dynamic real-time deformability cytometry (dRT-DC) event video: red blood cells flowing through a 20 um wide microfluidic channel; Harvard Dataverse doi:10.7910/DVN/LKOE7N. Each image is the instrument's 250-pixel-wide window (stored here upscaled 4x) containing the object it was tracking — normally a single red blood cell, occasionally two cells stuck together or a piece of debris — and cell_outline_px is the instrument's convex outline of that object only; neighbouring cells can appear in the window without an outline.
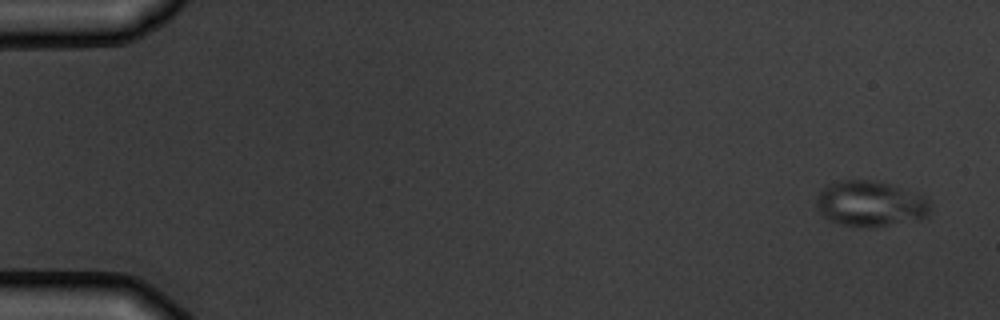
{"species": "common noctule bat (a hibernating species)", "species_latin": "Nyctalus noctula", "temperature_condition": "warm", "stored_images_in_passage": 5, "camera_frame_rate_fps": 3000, "um_per_image_px": 0.085, "animal": {"sex": "male", "body_mass_g": 19.5, "forearm_length_mm": 54.6}, "frame": {"image": 1, "passage_image": 1, "time_ms": 0.0, "image_size_px": [1000, 320], "cell_outline_px": [[932, 208], [928, 216], [888, 224], [840, 224], [828, 220], [820, 216], [816, 208], [816, 196], [824, 184], [840, 180], [872, 180], [888, 184], [924, 196], [928, 200]], "centroid_in_image_um": [73.89, 17.26], "position_along_channel_um": 11.1, "area_um2": 29.65}}